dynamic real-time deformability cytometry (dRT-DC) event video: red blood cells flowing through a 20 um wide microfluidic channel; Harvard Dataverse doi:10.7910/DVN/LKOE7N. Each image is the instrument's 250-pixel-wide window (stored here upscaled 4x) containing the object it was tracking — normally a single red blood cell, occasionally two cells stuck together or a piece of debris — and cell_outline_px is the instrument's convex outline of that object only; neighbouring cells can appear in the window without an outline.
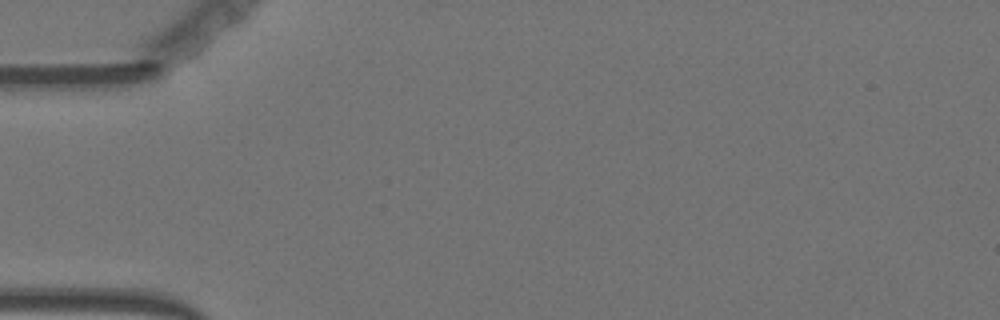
{"species": "Egyptian fruit bat (a non-hibernating species)", "species_latin": "Rousettus aegyptiacus", "temperature_condition": "warm", "stored_images_in_passage": 2, "camera_frame_rate_fps": 3000, "um_per_image_px": 0.085, "animal": {"sex": "female"}, "frame": {"image": 1, "passage_image": 1, "time_ms": 0.0, "image_size_px": [1000, 320], "cell_outline_px": [[252, 28], [248, 40], [212, 80], [208, 84], [200, 88], [184, 88], [184, 80], [236, 28]], "centroid_in_image_um": [18.51, 5.03], "position_along_channel_um": 66.5, "area_um2": 10.58}}